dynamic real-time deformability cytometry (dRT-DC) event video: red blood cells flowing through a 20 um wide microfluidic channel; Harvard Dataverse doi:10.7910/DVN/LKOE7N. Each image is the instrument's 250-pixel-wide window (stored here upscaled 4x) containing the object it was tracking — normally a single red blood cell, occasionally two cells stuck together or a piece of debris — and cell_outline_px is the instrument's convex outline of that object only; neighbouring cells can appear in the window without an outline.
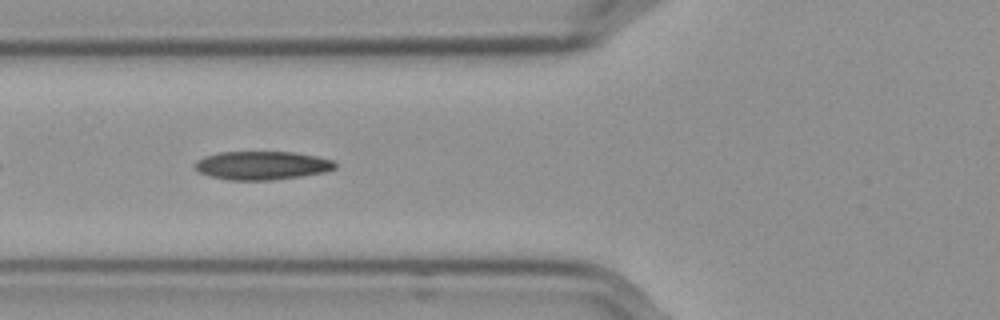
{"species": "Egyptian fruit bat (a non-hibernating species)", "species_latin": "Rousettus aegyptiacus", "temperature_condition": "cold", "stored_images_in_passage": 39, "camera_frame_rate_fps": 3000, "um_per_image_px": 0.085, "frame": {"image": 1, "passage_image": 6, "time_ms": 1.667, "image_size_px": [1000, 320], "cell_outline_px": [[336, 168], [324, 172], [300, 176], [272, 180], [228, 180], [212, 176], [200, 172], [196, 168], [196, 160], [204, 156], [220, 152], [292, 152], [316, 156], [332, 160], [336, 164]], "centroid_in_image_um": [22.27, 14.06], "position_along_channel_um": 103.5, "area_um2": 23.06}}
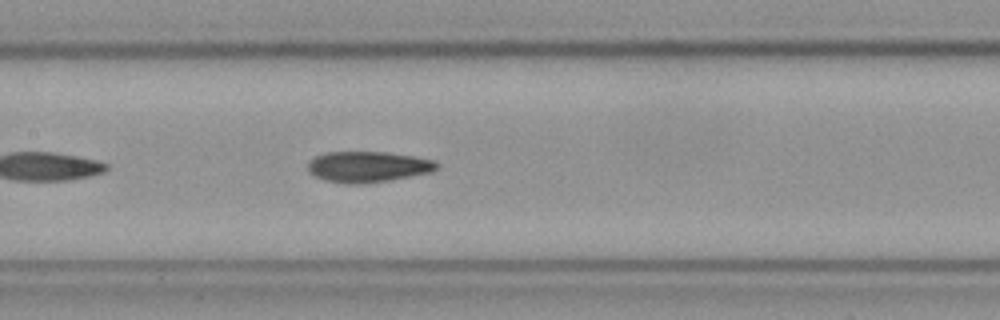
{"frame": {"image": 2, "passage_image": 12, "time_ms": 3.667, "image_size_px": [1000, 320], "cell_outline_px": [[440, 164], [432, 172], [388, 180], [364, 184], [344, 184], [324, 180], [308, 172], [308, 164], [316, 156], [324, 152], [384, 152], [412, 156], [432, 160]], "centroid_in_image_um": [31.24, 14.18], "position_along_channel_um": 176.2, "area_um2": 23.06}, "authors_computed_cell_mechanics": {"area_um2": 22.831, "velocity_mm_per_s": 3.5867, "shape_relaxation_time_tau1_ms": null, "shape_relaxation_time_tau2_ms": 5.0154, "deformation_change_tau1": null, "deformation_change_tau2": 0.1052}}